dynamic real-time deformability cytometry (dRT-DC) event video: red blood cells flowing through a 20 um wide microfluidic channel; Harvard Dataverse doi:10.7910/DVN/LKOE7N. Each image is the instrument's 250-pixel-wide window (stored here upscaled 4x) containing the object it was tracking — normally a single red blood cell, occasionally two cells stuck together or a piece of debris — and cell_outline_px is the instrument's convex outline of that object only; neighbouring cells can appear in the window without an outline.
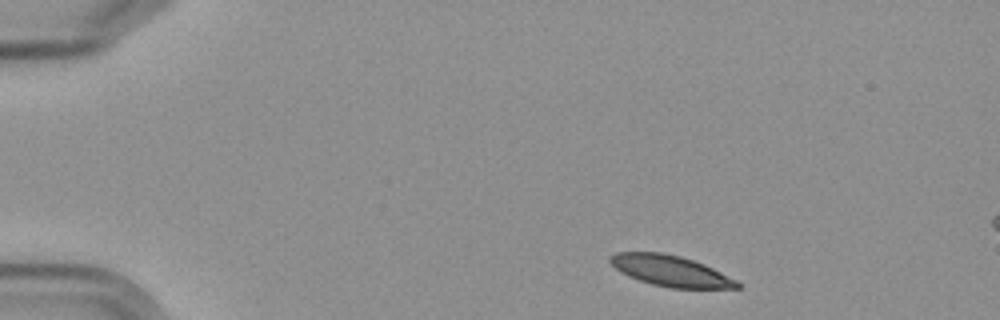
{"species": "Egyptian fruit bat (a non-hibernating species)", "species_latin": "Rousettus aegyptiacus", "temperature_condition": "cold", "stored_images_in_passage": 4, "camera_frame_rate_fps": 3000, "um_per_image_px": 0.085, "frame": {"image": 1, "passage_image": 1, "time_ms": 0.0, "image_size_px": [1000, 320], "cell_outline_px": [[744, 284], [740, 288], [668, 288], [652, 284], [628, 276], [620, 272], [608, 260], [608, 256], [616, 252], [660, 252], [680, 256], [704, 264]], "centroid_in_image_um": [56.99, 23.02], "position_along_channel_um": 28.0, "area_um2": 22.83}}